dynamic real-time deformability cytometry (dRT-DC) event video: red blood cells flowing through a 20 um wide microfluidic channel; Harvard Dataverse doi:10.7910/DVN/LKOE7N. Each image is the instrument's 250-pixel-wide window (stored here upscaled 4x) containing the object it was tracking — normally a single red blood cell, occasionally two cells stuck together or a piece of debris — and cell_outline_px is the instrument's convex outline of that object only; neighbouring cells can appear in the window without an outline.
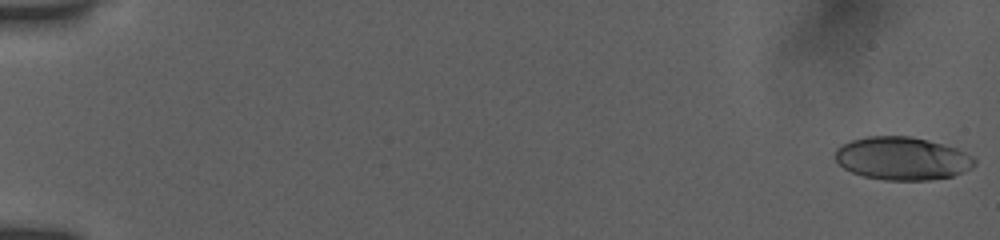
{"species": "human", "species_latin": "Homo sapiens", "temperature_condition": "room temperature", "stored_images_in_passage": 22, "camera_frame_rate_fps": 3000, "um_per_image_px": 0.085, "donor": {"sex": "female"}, "frame": {"image": 1, "passage_image": 1, "time_ms": 0.0, "image_size_px": [1000, 240], "cell_outline_px": [[976, 164], [972, 168], [952, 176], [928, 180], [884, 180], [864, 176], [852, 172], [844, 168], [836, 160], [836, 148], [852, 140], [868, 136], [912, 136], [928, 140], [956, 148], [972, 156], [976, 160]], "centroid_in_image_um": [76.71, 13.47], "position_along_channel_um": 8.3, "area_um2": 34.8}}
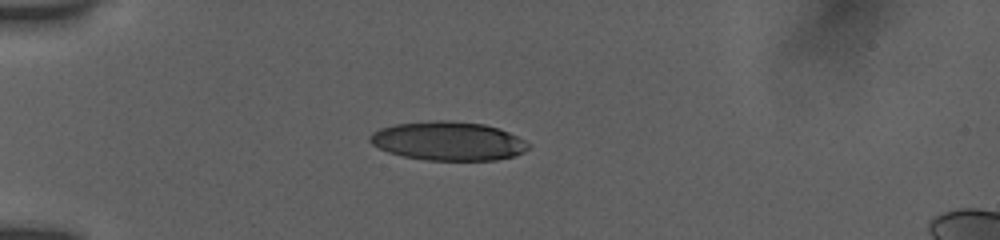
{"frame": {"image": 2, "passage_image": 17, "time_ms": 5.0, "image_size_px": [1000, 240], "cell_outline_px": [[532, 144], [524, 152], [516, 156], [496, 160], [428, 160], [404, 156], [388, 152], [372, 144], [368, 140], [368, 136], [372, 132], [380, 128], [396, 124], [436, 120], [444, 120], [484, 124], [500, 128]], "centroid_in_image_um": [38.11, 11.99], "position_along_channel_um": 46.9, "area_um2": 35.89}}
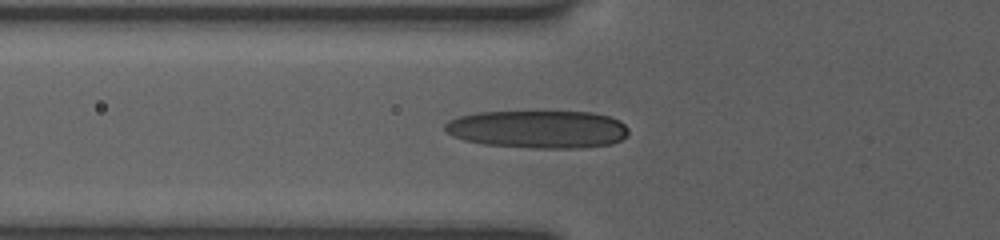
{"frame": {"image": 3, "passage_image": 22, "time_ms": 6.667, "image_size_px": [1000, 240], "cell_outline_px": [[628, 136], [612, 144], [584, 148], [532, 148], [484, 144], [464, 140], [452, 136], [444, 132], [444, 124], [448, 120], [460, 116], [476, 112], [592, 112], [608, 116], [620, 120], [628, 128]], "centroid_in_image_um": [45.73, 10.99], "position_along_channel_um": 80.1, "area_um2": 40.81}}